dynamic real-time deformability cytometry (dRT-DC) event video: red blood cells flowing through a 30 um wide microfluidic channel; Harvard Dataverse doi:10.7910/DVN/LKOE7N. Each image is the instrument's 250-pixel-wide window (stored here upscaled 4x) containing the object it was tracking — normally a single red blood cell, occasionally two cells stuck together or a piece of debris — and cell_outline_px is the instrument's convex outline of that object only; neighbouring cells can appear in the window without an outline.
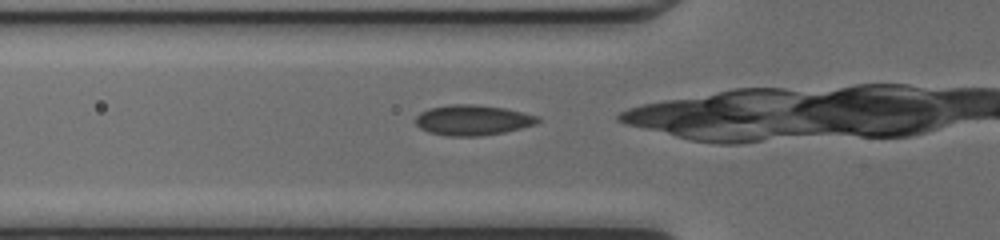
{"species": "common noctule bat (a hibernating species)", "species_latin": "Nyctalus noctula", "temperature_condition": "cold", "stored_images_in_passage": 23, "camera_frame_rate_fps": 3000, "um_per_image_px": 0.085, "animal": {"sex": "female", "body_mass_g": 17.0, "forearm_length_mm": 48.0}, "frame": {"image": 1, "passage_image": 2, "time_ms": 0.333, "image_size_px": [1000, 240], "cell_outline_px": [[540, 120], [536, 124], [504, 132], [480, 136], [448, 136], [428, 132], [420, 128], [416, 124], [416, 116], [420, 112], [428, 108], [452, 104], [476, 104], [504, 108], [540, 116]], "centroid_in_image_um": [40.17, 10.2], "position_along_channel_um": 85.6, "area_um2": 21.68}}
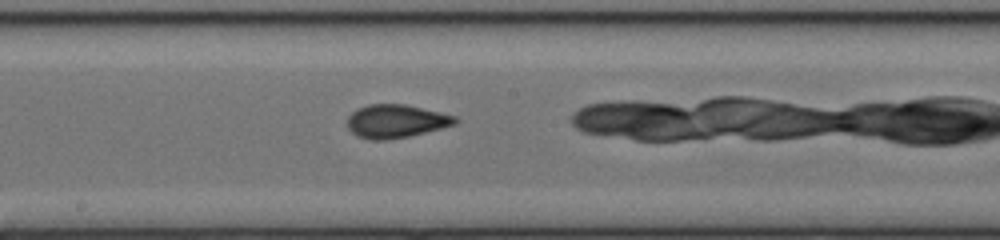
{"frame": {"image": 2, "passage_image": 11, "time_ms": 3.333, "image_size_px": [1000, 240], "cell_outline_px": [[460, 120], [456, 124], [408, 136], [388, 140], [372, 140], [356, 136], [348, 128], [348, 116], [352, 112], [368, 104], [404, 104], [456, 116]], "centroid_in_image_um": [33.64, 10.31], "position_along_channel_um": 214.6, "area_um2": 20.75}}
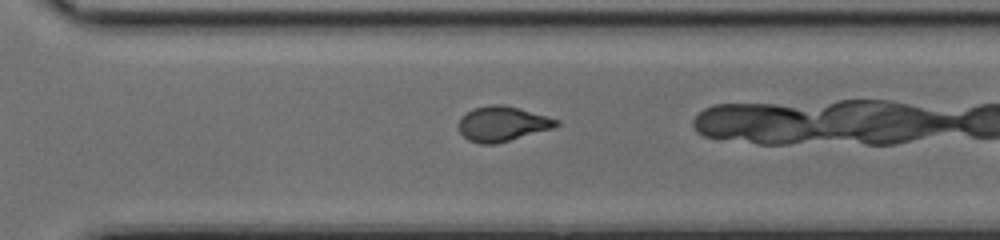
{"frame": {"image": 3, "passage_image": 19, "time_ms": 6.0, "image_size_px": [1000, 240], "cell_outline_px": [[560, 124], [552, 128], [496, 144], [480, 144], [468, 140], [460, 132], [460, 116], [472, 108], [492, 104], [500, 104], [520, 108], [560, 120]], "centroid_in_image_um": [42.69, 10.51], "position_along_channel_um": 327.9, "area_um2": 19.83}}